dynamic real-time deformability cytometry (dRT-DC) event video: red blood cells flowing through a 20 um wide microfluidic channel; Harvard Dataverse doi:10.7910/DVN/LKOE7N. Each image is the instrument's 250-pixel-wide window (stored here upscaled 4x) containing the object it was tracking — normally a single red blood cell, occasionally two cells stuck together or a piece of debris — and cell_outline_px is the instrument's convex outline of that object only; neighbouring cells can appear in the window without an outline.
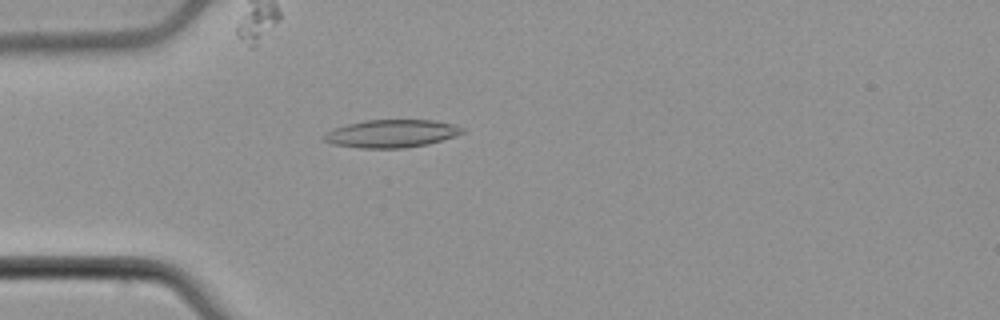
{"species": "common noctule bat (a hibernating species)", "species_latin": "Nyctalus noctula", "temperature_condition": "cold", "stored_images_in_passage": 53, "camera_frame_rate_fps": 3000, "um_per_image_px": 0.085, "animal": {"sex": "male", "body_mass_g": 21.5, "forearm_length_mm": 52.0}, "frame": {"image": 1, "passage_image": 15, "time_ms": 4.667, "image_size_px": [1000, 320], "cell_outline_px": [[464, 132], [428, 144], [404, 148], [360, 148], [332, 144], [324, 140], [324, 136], [328, 132], [336, 128], [348, 124], [364, 120], [436, 120], [452, 124], [464, 128]], "centroid_in_image_um": [33.28, 11.35], "position_along_channel_um": 51.7, "area_um2": 22.14}}
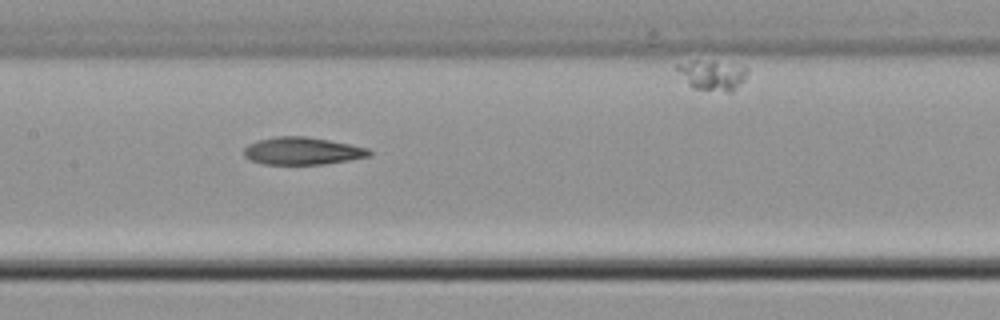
{"frame": {"image": 2, "passage_image": 26, "time_ms": 8.333, "image_size_px": [1000, 320], "cell_outline_px": [[372, 156], [324, 164], [260, 164], [244, 156], [244, 148], [248, 144], [256, 140], [276, 136], [304, 136], [328, 140], [368, 148], [372, 152]], "centroid_in_image_um": [25.68, 12.83], "position_along_channel_um": 181.7, "area_um2": 20.06}}
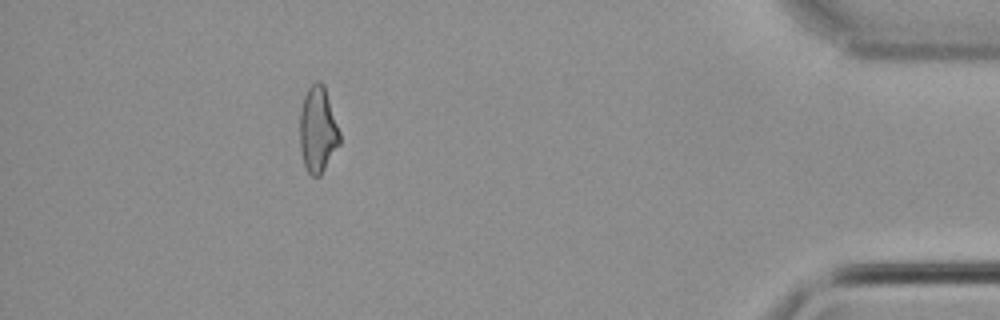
{"frame": {"image": 3, "passage_image": 48, "time_ms": 15.667, "image_size_px": [1000, 320], "cell_outline_px": [[340, 144], [320, 176], [312, 176], [304, 168], [300, 152], [300, 108], [304, 96], [308, 88], [316, 80], [320, 80], [324, 84], [340, 132]], "centroid_in_image_um": [27.0, 11.03], "position_along_channel_um": 408.2, "area_um2": 20.23}, "authors_computed_cell_mechanics": {"area_um2": 20.8658, "velocity_mm_per_s": 3.8418, "shape_relaxation_time_tau1_ms": 8.1084, "shape_relaxation_time_tau2_ms": 7.9648, "deformation_change_tau1": 0.2084, "deformation_change_tau2": 0.1789}}